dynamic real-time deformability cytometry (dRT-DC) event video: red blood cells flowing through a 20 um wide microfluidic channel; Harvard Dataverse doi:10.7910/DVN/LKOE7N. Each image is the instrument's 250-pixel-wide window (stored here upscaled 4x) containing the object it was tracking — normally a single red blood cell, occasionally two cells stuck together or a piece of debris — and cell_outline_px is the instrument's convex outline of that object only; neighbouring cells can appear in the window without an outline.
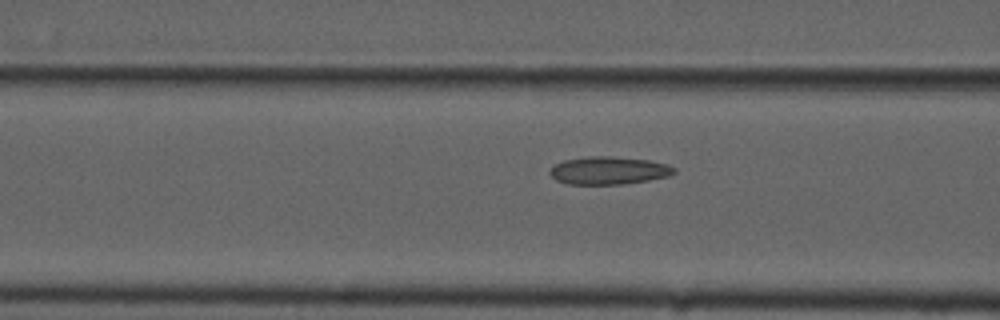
{"species": "common noctule bat (a hibernating species)", "species_latin": "Nyctalus noctula", "temperature_condition": "cold", "stored_images_in_passage": 15, "camera_frame_rate_fps": 3000, "um_per_image_px": 0.085, "animal": {"sex": "male", "forearm_length_mm": 52.5}, "frame": {"image": 1, "passage_image": 13, "time_ms": 4.0, "image_size_px": [1000, 320], "cell_outline_px": [[676, 172], [668, 176], [648, 180], [620, 184], [568, 184], [556, 180], [548, 172], [556, 164], [564, 160], [592, 156], [608, 156], [648, 160], [668, 164], [676, 168]], "centroid_in_image_um": [51.75, 14.49], "position_along_channel_um": 114.8, "area_um2": 19.94}}